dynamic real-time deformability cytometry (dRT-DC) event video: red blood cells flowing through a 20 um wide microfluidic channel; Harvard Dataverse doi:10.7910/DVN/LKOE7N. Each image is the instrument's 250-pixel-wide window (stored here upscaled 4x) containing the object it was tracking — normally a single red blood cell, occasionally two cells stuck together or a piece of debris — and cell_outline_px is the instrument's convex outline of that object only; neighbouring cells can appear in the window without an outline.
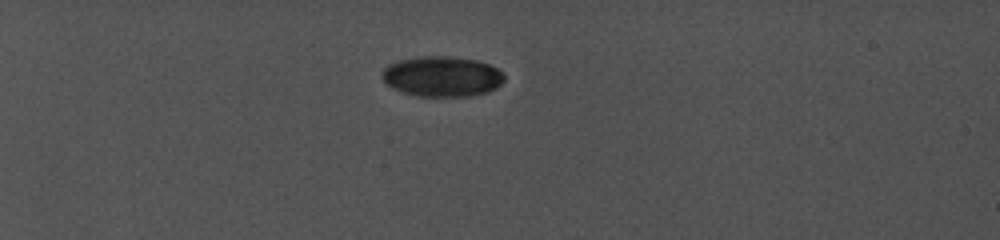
{"species": "common noctule bat (a hibernating species)", "species_latin": "Nyctalus noctula", "temperature_condition": "cold", "stored_images_in_passage": 15, "camera_frame_rate_fps": 5000, "um_per_image_px": 0.085, "animal": {"sex": "female", "body_mass_g": 19.0, "forearm_length_mm": 56.7}, "frame": {"image": 1, "passage_image": 1, "time_ms": 0.0, "image_size_px": [1000, 240], "cell_outline_px": [[504, 80], [496, 88], [488, 92], [468, 96], [416, 96], [392, 88], [380, 76], [384, 68], [388, 64], [400, 60], [420, 56], [444, 56], [476, 60], [488, 64], [504, 72]], "centroid_in_image_um": [37.57, 6.5], "position_along_channel_um": 47.4, "area_um2": 28.67}}
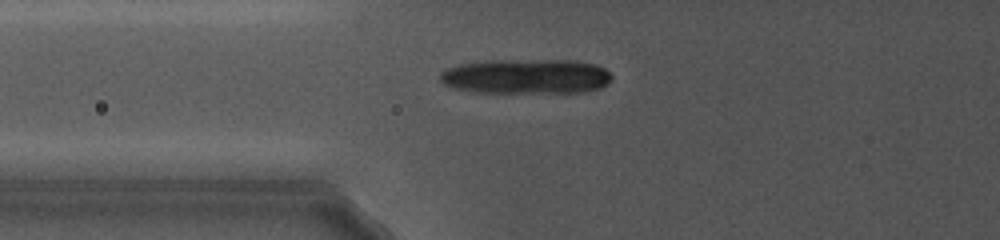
{"frame": {"image": 2, "passage_image": 15, "time_ms": 3.0, "image_size_px": [1000, 240], "cell_outline_px": [[612, 80], [608, 84], [600, 88], [584, 92], [476, 92], [456, 88], [444, 84], [440, 80], [440, 72], [444, 68], [460, 64], [484, 60], [576, 60], [596, 64], [604, 68], [612, 76]], "centroid_in_image_um": [44.73, 6.48], "position_along_channel_um": 81.1, "area_um2": 35.14}}